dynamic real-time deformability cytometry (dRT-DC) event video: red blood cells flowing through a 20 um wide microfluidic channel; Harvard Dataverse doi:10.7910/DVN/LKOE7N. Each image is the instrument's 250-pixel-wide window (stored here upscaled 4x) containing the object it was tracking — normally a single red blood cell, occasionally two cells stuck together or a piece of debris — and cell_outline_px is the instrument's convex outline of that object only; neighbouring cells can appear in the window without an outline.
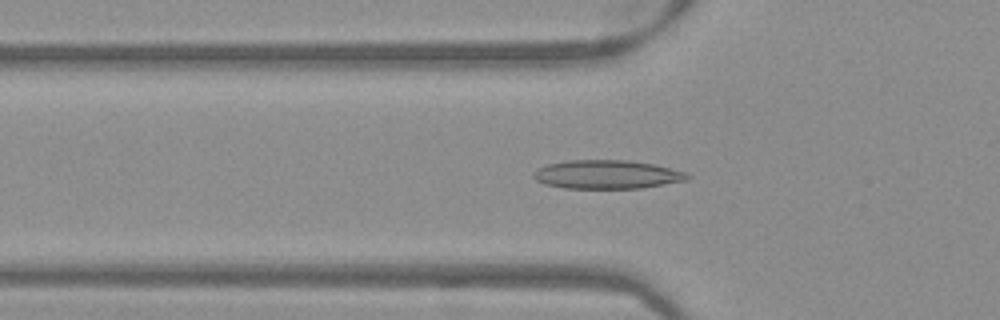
{"species": "Egyptian fruit bat (a non-hibernating species)", "species_latin": "Rousettus aegyptiacus", "temperature_condition": "warm", "stored_images_in_passage": 52, "camera_frame_rate_fps": 3000, "um_per_image_px": 0.085, "frame": {"image": 1, "passage_image": 18, "time_ms": 5.667, "image_size_px": [1000, 320], "cell_outline_px": [[692, 176], [688, 180], [640, 188], [564, 188], [544, 184], [536, 180], [532, 176], [532, 172], [536, 168], [548, 164], [568, 160], [628, 160], [656, 164], [684, 172]], "centroid_in_image_um": [51.57, 14.82], "position_along_channel_um": 74.2, "area_um2": 25.84}}
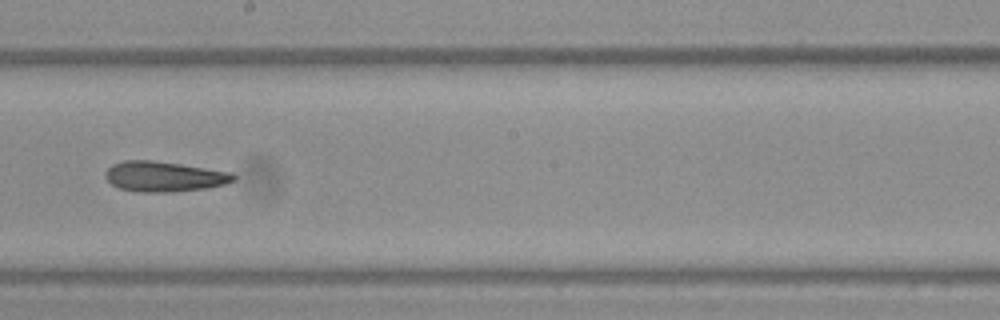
{"frame": {"image": 2, "passage_image": 30, "time_ms": 9.667, "image_size_px": [1000, 320], "cell_outline_px": [[236, 180], [224, 184], [208, 188], [172, 192], [140, 192], [120, 188], [112, 184], [104, 176], [104, 172], [112, 164], [124, 160], [152, 160], [180, 164], [232, 172], [236, 176]], "centroid_in_image_um": [13.95, 15.0], "position_along_channel_um": 234.2, "area_um2": 22.66}}
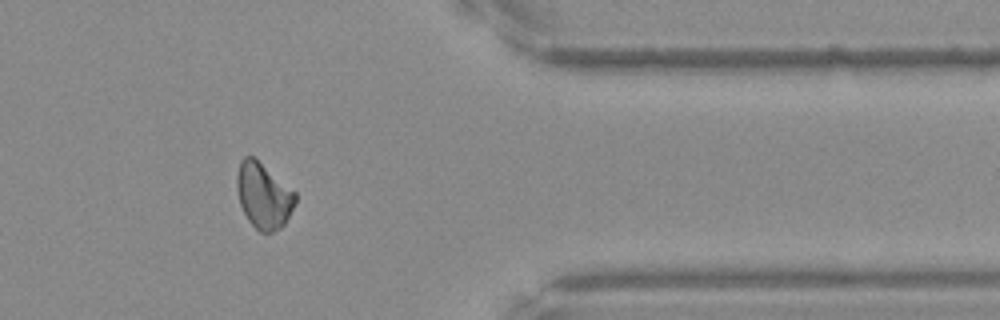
{"frame": {"image": 3, "passage_image": 43, "time_ms": 14.0, "image_size_px": [1000, 320], "cell_outline_px": [[296, 200], [284, 224], [280, 228], [272, 232], [260, 232], [248, 220], [240, 204], [236, 188], [236, 176], [240, 160], [244, 156], [252, 156], [296, 192]], "centroid_in_image_um": [22.37, 16.62], "position_along_channel_um": 389.0, "area_um2": 22.08}}